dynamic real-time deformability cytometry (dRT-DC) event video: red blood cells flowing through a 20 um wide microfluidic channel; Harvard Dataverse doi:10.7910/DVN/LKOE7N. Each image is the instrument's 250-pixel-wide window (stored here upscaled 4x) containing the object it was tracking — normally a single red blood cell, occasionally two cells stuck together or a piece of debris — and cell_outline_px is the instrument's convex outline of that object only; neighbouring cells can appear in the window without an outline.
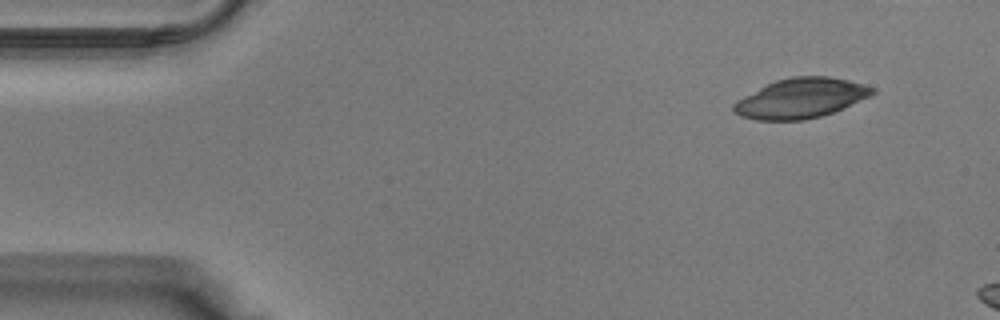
{"species": "Egyptian fruit bat (a non-hibernating species)", "species_latin": "Rousettus aegyptiacus", "temperature_condition": "warm", "stored_images_in_passage": 5, "camera_frame_rate_fps": 3000, "um_per_image_px": 0.085, "animal": {"sex": "male"}, "frame": {"image": 1, "passage_image": 1, "time_ms": 0.0, "image_size_px": [1000, 320], "cell_outline_px": [[876, 92], [872, 96], [832, 112], [820, 116], [804, 120], [756, 120], [740, 116], [732, 112], [732, 104], [736, 100], [776, 80], [792, 76], [828, 76], [848, 80], [864, 84], [876, 88]], "centroid_in_image_um": [68.07, 8.35], "position_along_channel_um": 16.9, "area_um2": 32.19}}